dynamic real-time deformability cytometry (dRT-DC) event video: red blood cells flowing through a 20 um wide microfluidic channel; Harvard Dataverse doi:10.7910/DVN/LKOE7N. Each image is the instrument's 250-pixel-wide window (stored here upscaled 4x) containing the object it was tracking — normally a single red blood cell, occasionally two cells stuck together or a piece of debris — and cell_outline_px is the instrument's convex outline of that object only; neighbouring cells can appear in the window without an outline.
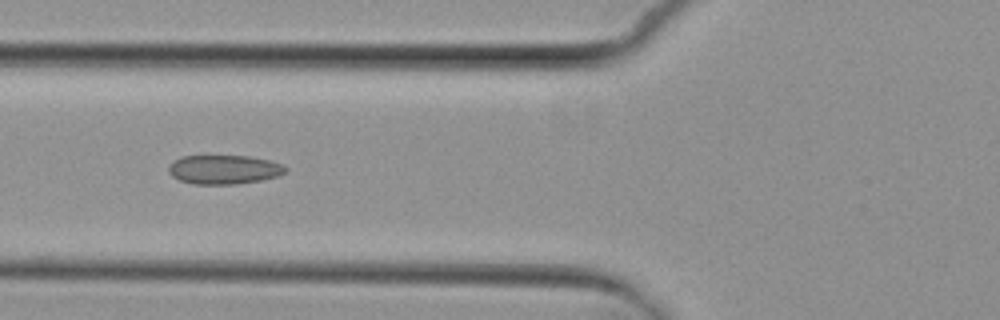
{"species": "common noctule bat (a hibernating species)", "species_latin": "Nyctalus noctula", "temperature_condition": "cold", "stored_images_in_passage": 8, "camera_frame_rate_fps": 3000, "um_per_image_px": 0.085, "animal": {"sex": "female", "body_mass_g": 29.2, "forearm_length_mm": 56.3}, "frame": {"image": 1, "passage_image": 5, "time_ms": 5.0, "image_size_px": [1000, 320], "cell_outline_px": [[288, 172], [276, 176], [260, 180], [236, 184], [192, 184], [180, 180], [172, 176], [168, 172], [168, 168], [172, 160], [180, 156], [248, 156], [268, 160], [280, 164], [288, 168]], "centroid_in_image_um": [19.0, 14.41], "position_along_channel_um": 106.8, "area_um2": 19.83}}
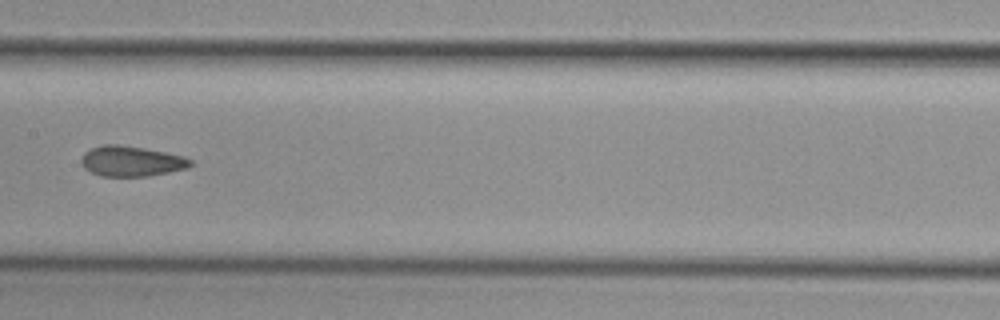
{"frame": {"image": 2, "passage_image": 7, "time_ms": 7.333, "image_size_px": [1000, 320], "cell_outline_px": [[192, 164], [188, 168], [148, 176], [100, 176], [84, 168], [80, 160], [84, 152], [92, 148], [104, 144], [116, 144], [144, 148], [184, 156], [192, 160]], "centroid_in_image_um": [11.16, 13.7], "position_along_channel_um": 196.2, "area_um2": 19.25}}
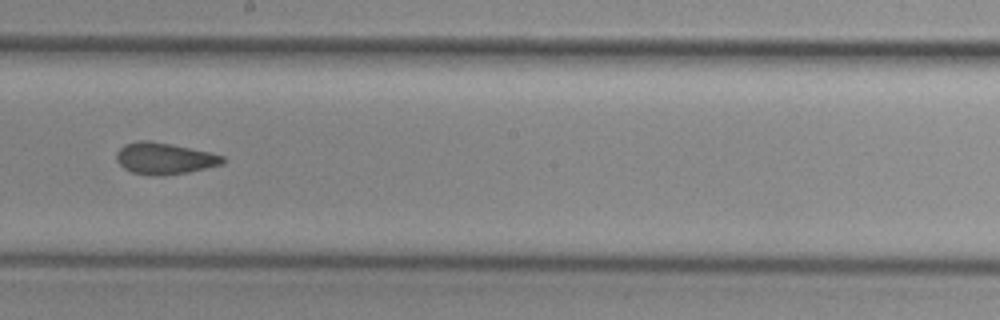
{"frame": {"image": 3, "passage_image": 8, "time_ms": 8.333, "image_size_px": [1000, 320], "cell_outline_px": [[224, 164], [188, 172], [164, 176], [152, 176], [132, 172], [124, 168], [116, 160], [116, 152], [124, 144], [140, 140], [148, 140], [172, 144], [208, 152], [224, 156]], "centroid_in_image_um": [13.96, 13.47], "position_along_channel_um": 234.2, "area_um2": 19.59}}